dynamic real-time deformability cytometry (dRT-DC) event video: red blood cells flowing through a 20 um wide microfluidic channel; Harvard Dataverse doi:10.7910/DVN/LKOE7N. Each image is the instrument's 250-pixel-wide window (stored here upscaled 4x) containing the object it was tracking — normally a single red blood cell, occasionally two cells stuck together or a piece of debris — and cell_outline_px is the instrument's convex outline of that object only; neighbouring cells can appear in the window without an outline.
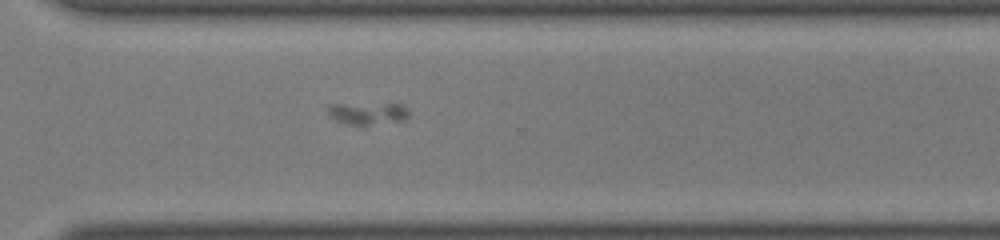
{"species": "common noctule bat (a hibernating species)", "species_latin": "Nyctalus noctula", "temperature_condition": "room temperature", "stored_images_in_passage": 55, "camera_frame_rate_fps": 3000, "um_per_image_px": 0.085, "animal": {"sex": "male", "body_mass_g": 19.0, "forearm_length_mm": 50.8}, "frame": {"image": 1, "passage_image": 40, "time_ms": 13.0, "image_size_px": [1000, 240], "cell_outline_px": [[408, 116], [404, 120], [364, 124], [348, 124], [336, 120], [328, 116], [328, 108], [332, 104], [400, 104], [408, 108]], "centroid_in_image_um": [31.24, 9.62], "position_along_channel_um": 339.4, "area_um2": 10.12}}